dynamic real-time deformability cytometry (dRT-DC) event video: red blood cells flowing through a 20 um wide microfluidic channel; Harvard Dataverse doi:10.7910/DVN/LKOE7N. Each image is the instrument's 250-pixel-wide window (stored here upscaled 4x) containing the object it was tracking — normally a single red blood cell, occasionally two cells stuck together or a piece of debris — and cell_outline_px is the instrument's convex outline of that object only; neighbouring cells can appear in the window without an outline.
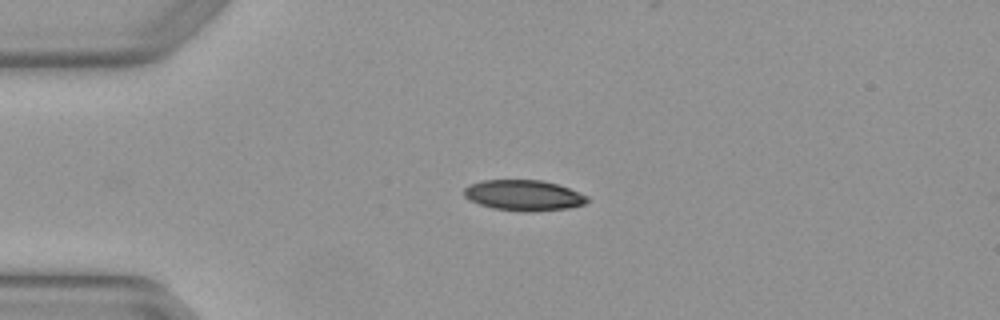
{"species": "Egyptian fruit bat (a non-hibernating species)", "species_latin": "Rousettus aegyptiacus", "temperature_condition": "warm", "stored_images_in_passage": 4, "camera_frame_rate_fps": 3000, "um_per_image_px": 0.085, "animal": {"sex": "female"}, "frame": {"image": 1, "passage_image": 1, "time_ms": 0.0, "image_size_px": [1000, 320], "cell_outline_px": [[588, 200], [584, 204], [568, 208], [528, 212], [492, 208], [468, 200], [464, 196], [464, 188], [468, 184], [484, 180], [540, 180], [556, 184], [568, 188], [588, 196]], "centroid_in_image_um": [44.47, 16.6], "position_along_channel_um": 40.5, "area_um2": 21.91}}
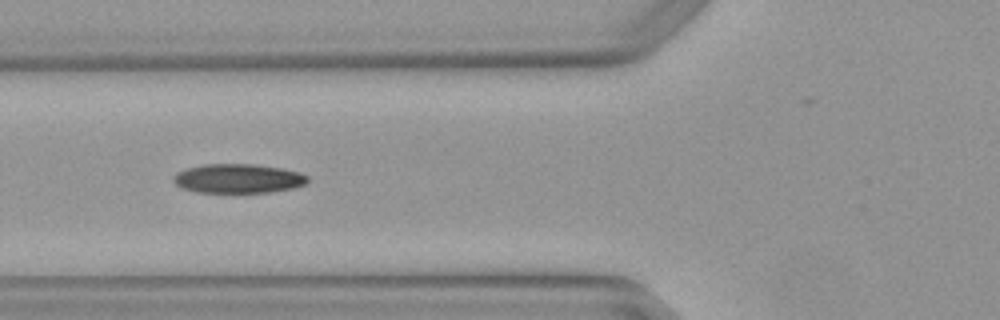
{"frame": {"image": 2, "passage_image": 3, "time_ms": 0.667, "image_size_px": [1000, 320], "cell_outline_px": [[308, 184], [292, 188], [272, 192], [196, 192], [184, 188], [176, 184], [172, 180], [172, 176], [176, 172], [184, 168], [204, 164], [256, 164], [280, 168], [300, 172], [308, 176]], "centroid_in_image_um": [20.24, 15.16], "position_along_channel_um": 105.6, "area_um2": 23.0}}